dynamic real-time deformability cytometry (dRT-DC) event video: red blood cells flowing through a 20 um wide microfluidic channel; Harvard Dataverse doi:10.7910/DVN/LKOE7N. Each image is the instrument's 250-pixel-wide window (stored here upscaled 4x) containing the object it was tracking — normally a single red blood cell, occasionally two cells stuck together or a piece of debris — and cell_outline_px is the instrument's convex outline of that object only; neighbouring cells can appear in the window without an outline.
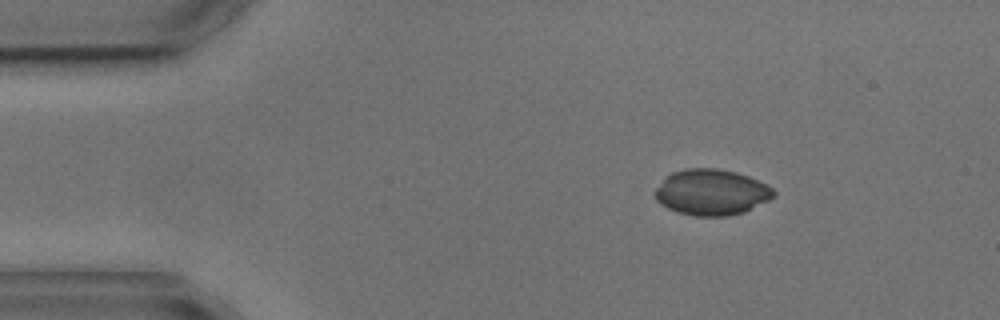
{"species": "common noctule bat (a hibernating species)", "species_latin": "Nyctalus noctula", "temperature_condition": "cold", "stored_images_in_passage": 4, "camera_frame_rate_fps": 3000, "um_per_image_px": 0.085, "animal": {"sex": "male", "body_mass_g": 17.9, "forearm_length_mm": 54.2}, "frame": {"image": 1, "passage_image": 2, "time_ms": 1.333, "image_size_px": [1000, 320], "cell_outline_px": [[776, 196], [744, 212], [728, 216], [696, 216], [676, 212], [660, 204], [656, 200], [652, 192], [664, 176], [672, 172], [684, 168], [716, 168], [736, 172], [748, 176], [772, 188], [776, 192]], "centroid_in_image_um": [60.41, 16.34], "position_along_channel_um": 24.6, "area_um2": 32.02}}